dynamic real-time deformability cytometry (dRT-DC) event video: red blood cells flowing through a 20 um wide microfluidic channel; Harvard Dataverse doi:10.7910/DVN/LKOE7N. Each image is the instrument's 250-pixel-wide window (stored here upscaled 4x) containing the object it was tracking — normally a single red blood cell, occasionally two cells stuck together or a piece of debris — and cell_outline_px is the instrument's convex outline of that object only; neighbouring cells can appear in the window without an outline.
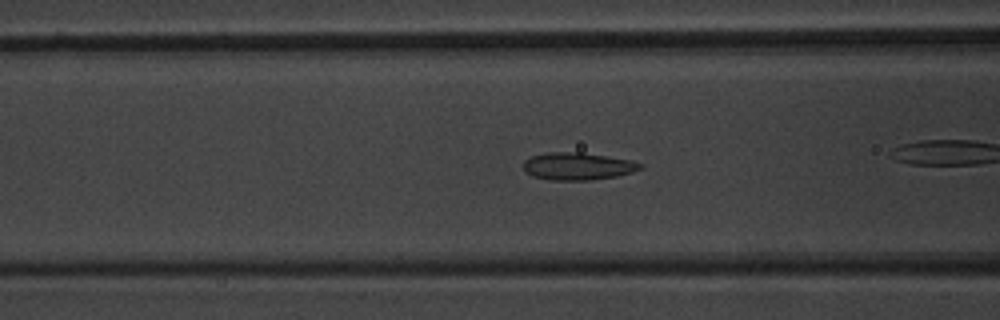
{"species": "common noctule bat (a hibernating species)", "species_latin": "Nyctalus noctula", "temperature_condition": "warm", "stored_images_in_passage": 39, "camera_frame_rate_fps": 3000, "um_per_image_px": 0.085, "animal": {"sex": "male", "body_mass_g": 20.1, "forearm_length_mm": 53.5}, "frame": {"image": 1, "passage_image": 6, "time_ms": 1.667, "image_size_px": [1000, 320], "cell_outline_px": [[644, 168], [632, 172], [616, 176], [592, 180], [552, 180], [532, 176], [524, 172], [524, 160], [532, 156], [548, 152], [580, 152], [632, 160], [644, 164]], "centroid_in_image_um": [49.12, 14.13], "position_along_channel_um": 117.5, "area_um2": 18.79}, "authors_computed_cell_mechanics": {"area_um2": 17.7446, "velocity_mm_per_s": 3.8384, "shape_relaxation_time_tau1_ms": 5.9353, "shape_relaxation_time_tau2_ms": 1.568, "deformation_change_tau1": 0.1534, "deformation_change_tau2": 0.0909}}